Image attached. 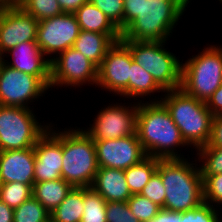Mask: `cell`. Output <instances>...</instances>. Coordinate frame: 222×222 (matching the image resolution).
<instances>
[{
  "label": "cell",
  "mask_w": 222,
  "mask_h": 222,
  "mask_svg": "<svg viewBox=\"0 0 222 222\" xmlns=\"http://www.w3.org/2000/svg\"><path fill=\"white\" fill-rule=\"evenodd\" d=\"M35 113V109L27 107L0 105V151L35 146L51 124L45 123V120L39 122L38 113Z\"/></svg>",
  "instance_id": "8"
},
{
  "label": "cell",
  "mask_w": 222,
  "mask_h": 222,
  "mask_svg": "<svg viewBox=\"0 0 222 222\" xmlns=\"http://www.w3.org/2000/svg\"><path fill=\"white\" fill-rule=\"evenodd\" d=\"M107 222H140L131 212L127 202L106 203Z\"/></svg>",
  "instance_id": "36"
},
{
  "label": "cell",
  "mask_w": 222,
  "mask_h": 222,
  "mask_svg": "<svg viewBox=\"0 0 222 222\" xmlns=\"http://www.w3.org/2000/svg\"><path fill=\"white\" fill-rule=\"evenodd\" d=\"M51 122L48 131L36 142L34 183L62 178V129ZM56 129V130H55ZM61 130V131H60Z\"/></svg>",
  "instance_id": "16"
},
{
  "label": "cell",
  "mask_w": 222,
  "mask_h": 222,
  "mask_svg": "<svg viewBox=\"0 0 222 222\" xmlns=\"http://www.w3.org/2000/svg\"><path fill=\"white\" fill-rule=\"evenodd\" d=\"M120 41L130 50L133 61L150 73L164 91L180 88L182 62L168 49V41Z\"/></svg>",
  "instance_id": "7"
},
{
  "label": "cell",
  "mask_w": 222,
  "mask_h": 222,
  "mask_svg": "<svg viewBox=\"0 0 222 222\" xmlns=\"http://www.w3.org/2000/svg\"><path fill=\"white\" fill-rule=\"evenodd\" d=\"M114 43L107 34L80 30L73 48L98 67Z\"/></svg>",
  "instance_id": "22"
},
{
  "label": "cell",
  "mask_w": 222,
  "mask_h": 222,
  "mask_svg": "<svg viewBox=\"0 0 222 222\" xmlns=\"http://www.w3.org/2000/svg\"><path fill=\"white\" fill-rule=\"evenodd\" d=\"M182 222H222V210L203 202L195 209L182 212Z\"/></svg>",
  "instance_id": "33"
},
{
  "label": "cell",
  "mask_w": 222,
  "mask_h": 222,
  "mask_svg": "<svg viewBox=\"0 0 222 222\" xmlns=\"http://www.w3.org/2000/svg\"><path fill=\"white\" fill-rule=\"evenodd\" d=\"M34 172V147L0 151L1 183L20 182L26 185H34Z\"/></svg>",
  "instance_id": "18"
},
{
  "label": "cell",
  "mask_w": 222,
  "mask_h": 222,
  "mask_svg": "<svg viewBox=\"0 0 222 222\" xmlns=\"http://www.w3.org/2000/svg\"><path fill=\"white\" fill-rule=\"evenodd\" d=\"M6 2L4 0H0V5H4Z\"/></svg>",
  "instance_id": "42"
},
{
  "label": "cell",
  "mask_w": 222,
  "mask_h": 222,
  "mask_svg": "<svg viewBox=\"0 0 222 222\" xmlns=\"http://www.w3.org/2000/svg\"><path fill=\"white\" fill-rule=\"evenodd\" d=\"M7 57L10 58L5 60ZM1 61L12 69L38 76L50 88L51 61L41 51L37 41H27L15 46L2 56Z\"/></svg>",
  "instance_id": "17"
},
{
  "label": "cell",
  "mask_w": 222,
  "mask_h": 222,
  "mask_svg": "<svg viewBox=\"0 0 222 222\" xmlns=\"http://www.w3.org/2000/svg\"><path fill=\"white\" fill-rule=\"evenodd\" d=\"M133 103V104H132ZM112 104L102 107L89 123L82 127L93 140L120 139L136 133L138 102Z\"/></svg>",
  "instance_id": "11"
},
{
  "label": "cell",
  "mask_w": 222,
  "mask_h": 222,
  "mask_svg": "<svg viewBox=\"0 0 222 222\" xmlns=\"http://www.w3.org/2000/svg\"><path fill=\"white\" fill-rule=\"evenodd\" d=\"M181 62L180 88L207 102L222 84V45L208 43L198 54L190 56L185 63L183 59Z\"/></svg>",
  "instance_id": "6"
},
{
  "label": "cell",
  "mask_w": 222,
  "mask_h": 222,
  "mask_svg": "<svg viewBox=\"0 0 222 222\" xmlns=\"http://www.w3.org/2000/svg\"><path fill=\"white\" fill-rule=\"evenodd\" d=\"M204 202L222 210V174L202 176Z\"/></svg>",
  "instance_id": "32"
},
{
  "label": "cell",
  "mask_w": 222,
  "mask_h": 222,
  "mask_svg": "<svg viewBox=\"0 0 222 222\" xmlns=\"http://www.w3.org/2000/svg\"><path fill=\"white\" fill-rule=\"evenodd\" d=\"M62 152V178L73 187L91 188L99 169L94 140L83 128H62Z\"/></svg>",
  "instance_id": "5"
},
{
  "label": "cell",
  "mask_w": 222,
  "mask_h": 222,
  "mask_svg": "<svg viewBox=\"0 0 222 222\" xmlns=\"http://www.w3.org/2000/svg\"><path fill=\"white\" fill-rule=\"evenodd\" d=\"M14 2L37 21L63 13L57 0H15Z\"/></svg>",
  "instance_id": "28"
},
{
  "label": "cell",
  "mask_w": 222,
  "mask_h": 222,
  "mask_svg": "<svg viewBox=\"0 0 222 222\" xmlns=\"http://www.w3.org/2000/svg\"><path fill=\"white\" fill-rule=\"evenodd\" d=\"M74 14L80 30L107 34L114 42L121 40V31L93 3L86 2Z\"/></svg>",
  "instance_id": "20"
},
{
  "label": "cell",
  "mask_w": 222,
  "mask_h": 222,
  "mask_svg": "<svg viewBox=\"0 0 222 222\" xmlns=\"http://www.w3.org/2000/svg\"><path fill=\"white\" fill-rule=\"evenodd\" d=\"M63 13L74 14L82 5L89 0H57Z\"/></svg>",
  "instance_id": "40"
},
{
  "label": "cell",
  "mask_w": 222,
  "mask_h": 222,
  "mask_svg": "<svg viewBox=\"0 0 222 222\" xmlns=\"http://www.w3.org/2000/svg\"><path fill=\"white\" fill-rule=\"evenodd\" d=\"M106 203L92 188L84 187V213L81 222H107Z\"/></svg>",
  "instance_id": "26"
},
{
  "label": "cell",
  "mask_w": 222,
  "mask_h": 222,
  "mask_svg": "<svg viewBox=\"0 0 222 222\" xmlns=\"http://www.w3.org/2000/svg\"><path fill=\"white\" fill-rule=\"evenodd\" d=\"M148 222H182V212L174 213L165 209H161L156 217Z\"/></svg>",
  "instance_id": "39"
},
{
  "label": "cell",
  "mask_w": 222,
  "mask_h": 222,
  "mask_svg": "<svg viewBox=\"0 0 222 222\" xmlns=\"http://www.w3.org/2000/svg\"><path fill=\"white\" fill-rule=\"evenodd\" d=\"M188 4L191 3L192 0H185Z\"/></svg>",
  "instance_id": "44"
},
{
  "label": "cell",
  "mask_w": 222,
  "mask_h": 222,
  "mask_svg": "<svg viewBox=\"0 0 222 222\" xmlns=\"http://www.w3.org/2000/svg\"><path fill=\"white\" fill-rule=\"evenodd\" d=\"M140 194L164 209L166 189L163 186L161 176L157 172L150 178Z\"/></svg>",
  "instance_id": "35"
},
{
  "label": "cell",
  "mask_w": 222,
  "mask_h": 222,
  "mask_svg": "<svg viewBox=\"0 0 222 222\" xmlns=\"http://www.w3.org/2000/svg\"><path fill=\"white\" fill-rule=\"evenodd\" d=\"M84 210V187H73L61 204L50 213L52 222H81Z\"/></svg>",
  "instance_id": "24"
},
{
  "label": "cell",
  "mask_w": 222,
  "mask_h": 222,
  "mask_svg": "<svg viewBox=\"0 0 222 222\" xmlns=\"http://www.w3.org/2000/svg\"><path fill=\"white\" fill-rule=\"evenodd\" d=\"M72 188L73 186L63 178L43 181L34 183L32 196L51 213L61 204Z\"/></svg>",
  "instance_id": "23"
},
{
  "label": "cell",
  "mask_w": 222,
  "mask_h": 222,
  "mask_svg": "<svg viewBox=\"0 0 222 222\" xmlns=\"http://www.w3.org/2000/svg\"><path fill=\"white\" fill-rule=\"evenodd\" d=\"M5 2H14L15 0H4Z\"/></svg>",
  "instance_id": "43"
},
{
  "label": "cell",
  "mask_w": 222,
  "mask_h": 222,
  "mask_svg": "<svg viewBox=\"0 0 222 222\" xmlns=\"http://www.w3.org/2000/svg\"><path fill=\"white\" fill-rule=\"evenodd\" d=\"M49 211L33 196L14 209L13 222H48Z\"/></svg>",
  "instance_id": "27"
},
{
  "label": "cell",
  "mask_w": 222,
  "mask_h": 222,
  "mask_svg": "<svg viewBox=\"0 0 222 222\" xmlns=\"http://www.w3.org/2000/svg\"><path fill=\"white\" fill-rule=\"evenodd\" d=\"M136 133L144 152L150 157L181 159L186 158L181 153L182 149L186 147L183 150H190L180 129L161 102L146 100L138 104Z\"/></svg>",
  "instance_id": "2"
},
{
  "label": "cell",
  "mask_w": 222,
  "mask_h": 222,
  "mask_svg": "<svg viewBox=\"0 0 222 222\" xmlns=\"http://www.w3.org/2000/svg\"><path fill=\"white\" fill-rule=\"evenodd\" d=\"M123 1L121 40L132 41H169L189 6L185 0Z\"/></svg>",
  "instance_id": "1"
},
{
  "label": "cell",
  "mask_w": 222,
  "mask_h": 222,
  "mask_svg": "<svg viewBox=\"0 0 222 222\" xmlns=\"http://www.w3.org/2000/svg\"><path fill=\"white\" fill-rule=\"evenodd\" d=\"M159 159L147 156L140 163L133 165L124 174L131 194H140L150 178L157 171Z\"/></svg>",
  "instance_id": "25"
},
{
  "label": "cell",
  "mask_w": 222,
  "mask_h": 222,
  "mask_svg": "<svg viewBox=\"0 0 222 222\" xmlns=\"http://www.w3.org/2000/svg\"><path fill=\"white\" fill-rule=\"evenodd\" d=\"M38 23L15 2H6L0 8V59L21 43L36 41Z\"/></svg>",
  "instance_id": "14"
},
{
  "label": "cell",
  "mask_w": 222,
  "mask_h": 222,
  "mask_svg": "<svg viewBox=\"0 0 222 222\" xmlns=\"http://www.w3.org/2000/svg\"><path fill=\"white\" fill-rule=\"evenodd\" d=\"M127 203L133 215L140 222L152 220L162 209L156 203L141 194H133Z\"/></svg>",
  "instance_id": "31"
},
{
  "label": "cell",
  "mask_w": 222,
  "mask_h": 222,
  "mask_svg": "<svg viewBox=\"0 0 222 222\" xmlns=\"http://www.w3.org/2000/svg\"><path fill=\"white\" fill-rule=\"evenodd\" d=\"M91 188L106 202H127L132 196L121 169L99 168Z\"/></svg>",
  "instance_id": "19"
},
{
  "label": "cell",
  "mask_w": 222,
  "mask_h": 222,
  "mask_svg": "<svg viewBox=\"0 0 222 222\" xmlns=\"http://www.w3.org/2000/svg\"><path fill=\"white\" fill-rule=\"evenodd\" d=\"M203 147H222V115L213 116L210 138Z\"/></svg>",
  "instance_id": "37"
},
{
  "label": "cell",
  "mask_w": 222,
  "mask_h": 222,
  "mask_svg": "<svg viewBox=\"0 0 222 222\" xmlns=\"http://www.w3.org/2000/svg\"><path fill=\"white\" fill-rule=\"evenodd\" d=\"M132 60L130 50L121 41L115 42L98 66L96 87L103 92L109 91L113 96H119V100L123 98L125 102L128 98Z\"/></svg>",
  "instance_id": "12"
},
{
  "label": "cell",
  "mask_w": 222,
  "mask_h": 222,
  "mask_svg": "<svg viewBox=\"0 0 222 222\" xmlns=\"http://www.w3.org/2000/svg\"><path fill=\"white\" fill-rule=\"evenodd\" d=\"M196 153L202 176L222 174V147H201Z\"/></svg>",
  "instance_id": "30"
},
{
  "label": "cell",
  "mask_w": 222,
  "mask_h": 222,
  "mask_svg": "<svg viewBox=\"0 0 222 222\" xmlns=\"http://www.w3.org/2000/svg\"><path fill=\"white\" fill-rule=\"evenodd\" d=\"M206 105L213 116L222 115V84L212 94V96L206 102Z\"/></svg>",
  "instance_id": "38"
},
{
  "label": "cell",
  "mask_w": 222,
  "mask_h": 222,
  "mask_svg": "<svg viewBox=\"0 0 222 222\" xmlns=\"http://www.w3.org/2000/svg\"><path fill=\"white\" fill-rule=\"evenodd\" d=\"M80 32L75 14L60 15L40 20L37 28V44L51 61L58 54L74 46Z\"/></svg>",
  "instance_id": "13"
},
{
  "label": "cell",
  "mask_w": 222,
  "mask_h": 222,
  "mask_svg": "<svg viewBox=\"0 0 222 222\" xmlns=\"http://www.w3.org/2000/svg\"><path fill=\"white\" fill-rule=\"evenodd\" d=\"M33 195V185L20 182L1 183L0 200L12 209L19 207Z\"/></svg>",
  "instance_id": "29"
},
{
  "label": "cell",
  "mask_w": 222,
  "mask_h": 222,
  "mask_svg": "<svg viewBox=\"0 0 222 222\" xmlns=\"http://www.w3.org/2000/svg\"><path fill=\"white\" fill-rule=\"evenodd\" d=\"M99 168L126 170L147 157L137 133L120 138L94 140Z\"/></svg>",
  "instance_id": "15"
},
{
  "label": "cell",
  "mask_w": 222,
  "mask_h": 222,
  "mask_svg": "<svg viewBox=\"0 0 222 222\" xmlns=\"http://www.w3.org/2000/svg\"><path fill=\"white\" fill-rule=\"evenodd\" d=\"M160 92L162 95H160V97L159 94L156 96L157 94L155 93ZM163 93H165V91L155 82L152 75L146 72L140 65L132 60L130 68V80L128 83V99H130V101L133 100L134 102L137 100L138 103L145 102L144 100H146V98H149L148 102H160Z\"/></svg>",
  "instance_id": "21"
},
{
  "label": "cell",
  "mask_w": 222,
  "mask_h": 222,
  "mask_svg": "<svg viewBox=\"0 0 222 222\" xmlns=\"http://www.w3.org/2000/svg\"><path fill=\"white\" fill-rule=\"evenodd\" d=\"M98 67L81 52L73 47L58 54L51 60L50 66V91L52 88L67 87L69 89L81 88L82 86L97 85ZM70 86V87H69Z\"/></svg>",
  "instance_id": "9"
},
{
  "label": "cell",
  "mask_w": 222,
  "mask_h": 222,
  "mask_svg": "<svg viewBox=\"0 0 222 222\" xmlns=\"http://www.w3.org/2000/svg\"><path fill=\"white\" fill-rule=\"evenodd\" d=\"M160 102L166 107L182 138L195 152L206 146L212 127L213 114L206 102L198 100L181 88L165 91ZM194 149H193V148Z\"/></svg>",
  "instance_id": "4"
},
{
  "label": "cell",
  "mask_w": 222,
  "mask_h": 222,
  "mask_svg": "<svg viewBox=\"0 0 222 222\" xmlns=\"http://www.w3.org/2000/svg\"><path fill=\"white\" fill-rule=\"evenodd\" d=\"M99 8L110 21L122 32L124 20V1L123 0H89Z\"/></svg>",
  "instance_id": "34"
},
{
  "label": "cell",
  "mask_w": 222,
  "mask_h": 222,
  "mask_svg": "<svg viewBox=\"0 0 222 222\" xmlns=\"http://www.w3.org/2000/svg\"><path fill=\"white\" fill-rule=\"evenodd\" d=\"M159 159L157 173L166 189L164 209L181 213L195 209L203 202V179L198 160ZM195 162V163H193Z\"/></svg>",
  "instance_id": "3"
},
{
  "label": "cell",
  "mask_w": 222,
  "mask_h": 222,
  "mask_svg": "<svg viewBox=\"0 0 222 222\" xmlns=\"http://www.w3.org/2000/svg\"><path fill=\"white\" fill-rule=\"evenodd\" d=\"M49 89L38 76L12 69L0 59V105L34 109L30 105L45 97Z\"/></svg>",
  "instance_id": "10"
},
{
  "label": "cell",
  "mask_w": 222,
  "mask_h": 222,
  "mask_svg": "<svg viewBox=\"0 0 222 222\" xmlns=\"http://www.w3.org/2000/svg\"><path fill=\"white\" fill-rule=\"evenodd\" d=\"M14 209L0 200V222H13Z\"/></svg>",
  "instance_id": "41"
}]
</instances>
